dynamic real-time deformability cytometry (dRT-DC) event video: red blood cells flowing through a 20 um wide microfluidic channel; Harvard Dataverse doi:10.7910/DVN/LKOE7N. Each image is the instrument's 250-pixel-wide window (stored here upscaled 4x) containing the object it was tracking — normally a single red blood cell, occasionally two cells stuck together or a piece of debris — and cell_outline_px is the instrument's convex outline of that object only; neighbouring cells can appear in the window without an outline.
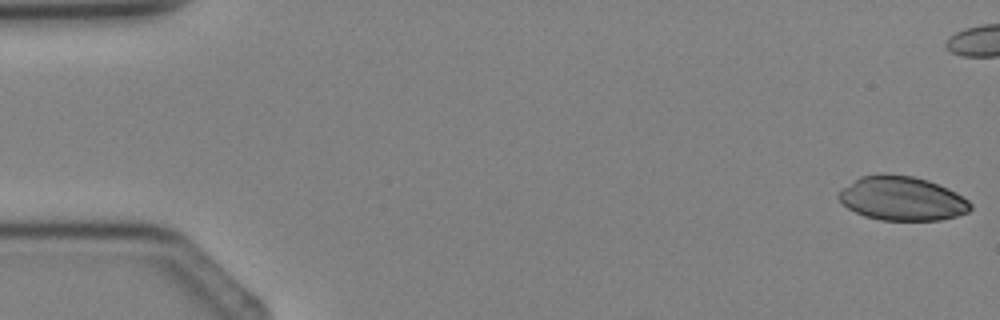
{"species": "Egyptian fruit bat (a non-hibernating species)", "species_latin": "Rousettus aegyptiacus", "temperature_condition": "cold", "stored_images_in_passage": 5, "camera_frame_rate_fps": 3000, "um_per_image_px": 0.085, "animal": {"sex": "female"}, "frame": {"image": 1, "passage_image": 1, "time_ms": 0.0, "image_size_px": [1000, 320], "cell_outline_px": [[972, 208], [968, 212], [956, 216], [940, 220], [880, 220], [864, 216], [848, 208], [836, 196], [844, 188], [860, 176], [912, 176], [928, 180], [956, 192], [968, 200], [972, 204]], "centroid_in_image_um": [76.71, 16.91], "position_along_channel_um": 8.3, "area_um2": 33.12}}
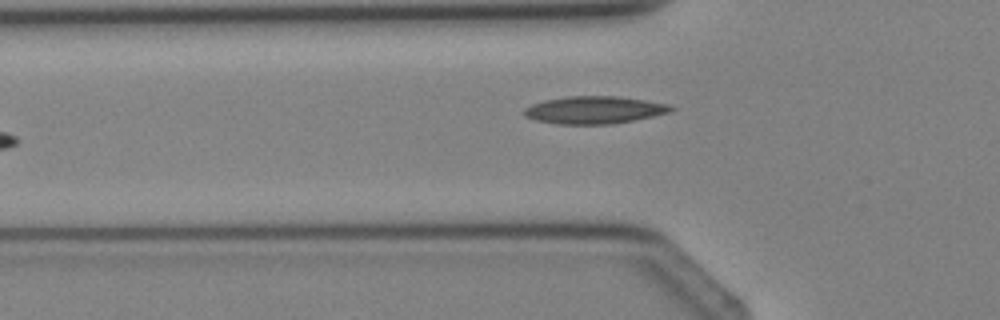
{"frame": {"image": 2, "passage_image": 5, "time_ms": 5.0, "image_size_px": [1000, 320], "cell_outline_px": [[676, 108], [668, 112], [652, 116], [612, 124], [560, 124], [536, 120], [524, 116], [524, 108], [532, 104], [544, 100], [568, 96], [616, 96], [644, 100], [664, 104]], "centroid_in_image_um": [50.45, 9.34], "position_along_channel_um": 75.3, "area_um2": 23.18}}